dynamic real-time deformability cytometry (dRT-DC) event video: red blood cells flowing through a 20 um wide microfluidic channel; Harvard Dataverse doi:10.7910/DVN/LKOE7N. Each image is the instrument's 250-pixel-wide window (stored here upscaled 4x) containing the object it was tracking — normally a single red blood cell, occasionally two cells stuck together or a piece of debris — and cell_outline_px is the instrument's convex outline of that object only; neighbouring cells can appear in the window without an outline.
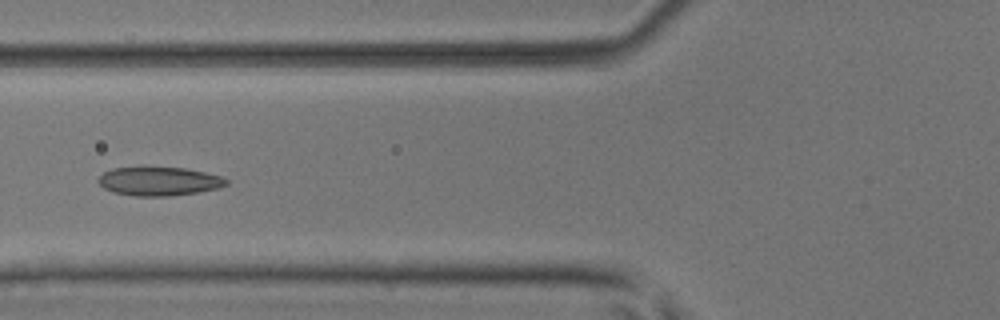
{"species": "common noctule bat (a hibernating species)", "species_latin": "Nyctalus noctula", "temperature_condition": "room temperature", "stored_images_in_passage": 5, "camera_frame_rate_fps": 3000, "um_per_image_px": 0.085, "animal": {"sex": "male", "body_mass_g": 17.9, "forearm_length_mm": 54.2}, "frame": {"image": 1, "passage_image": 5, "time_ms": 1.333, "image_size_px": [1000, 320], "cell_outline_px": [[228, 184], [216, 188], [196, 192], [168, 196], [132, 196], [112, 192], [104, 188], [96, 180], [104, 172], [112, 168], [144, 164], [184, 168], [204, 172], [220, 176], [228, 180]], "centroid_in_image_um": [13.43, 15.36], "position_along_channel_um": 112.4, "area_um2": 22.14}}